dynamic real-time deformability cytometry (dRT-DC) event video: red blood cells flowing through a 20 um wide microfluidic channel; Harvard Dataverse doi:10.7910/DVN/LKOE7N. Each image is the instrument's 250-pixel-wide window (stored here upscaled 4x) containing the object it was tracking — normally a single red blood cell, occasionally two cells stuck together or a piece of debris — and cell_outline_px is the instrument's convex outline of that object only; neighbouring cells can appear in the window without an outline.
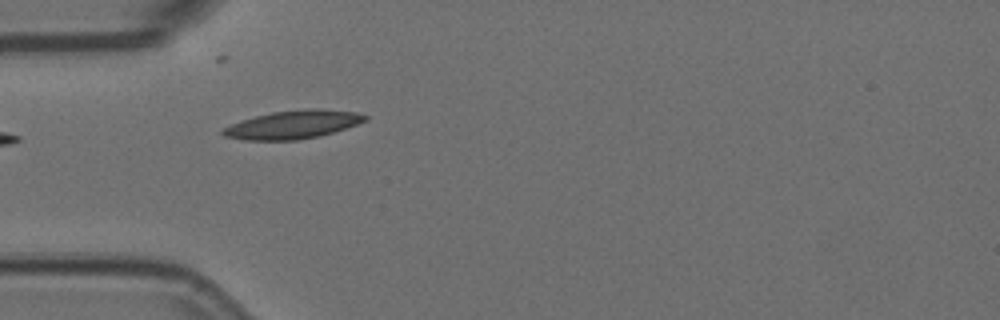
{"species": "Egyptian fruit bat (a non-hibernating species)", "species_latin": "Rousettus aegyptiacus", "temperature_condition": "room temperature", "stored_images_in_passage": 1, "camera_frame_rate_fps": 3000, "um_per_image_px": 0.085, "animal": {"sex": "female"}, "frame": {"image": 1, "passage_image": 1, "time_ms": 0.0, "image_size_px": [1000, 320], "cell_outline_px": [[368, 120], [320, 136], [296, 140], [244, 140], [224, 136], [220, 132], [224, 128], [240, 120], [272, 112], [308, 108], [316, 108], [356, 112], [368, 116]], "centroid_in_image_um": [24.89, 10.59], "position_along_channel_um": 60.1, "area_um2": 23.29}}